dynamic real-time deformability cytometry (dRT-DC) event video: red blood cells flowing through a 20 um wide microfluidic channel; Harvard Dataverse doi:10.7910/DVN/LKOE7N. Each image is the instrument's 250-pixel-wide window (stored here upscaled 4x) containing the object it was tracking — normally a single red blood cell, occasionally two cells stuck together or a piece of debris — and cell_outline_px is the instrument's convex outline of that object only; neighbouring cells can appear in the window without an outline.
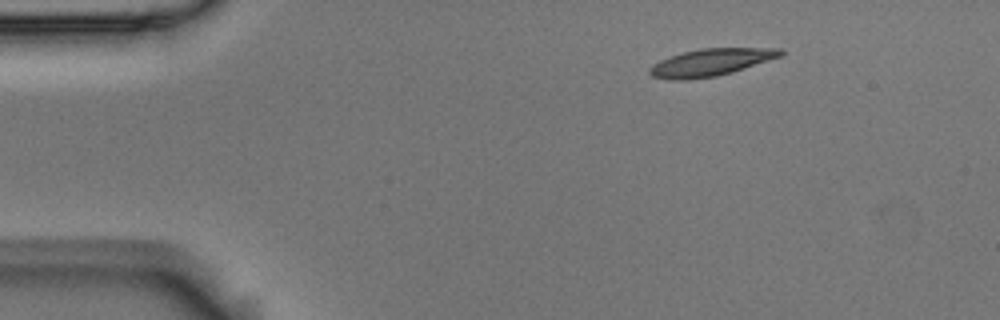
{"species": "Egyptian fruit bat (a non-hibernating species)", "species_latin": "Rousettus aegyptiacus", "temperature_condition": "room temperature", "stored_images_in_passage": 47, "camera_frame_rate_fps": 3000, "um_per_image_px": 0.085, "animal": {"sex": "male"}, "frame": {"image": 1, "passage_image": 1, "time_ms": 0.0, "image_size_px": [1000, 320], "cell_outline_px": [[784, 52], [780, 56], [732, 72], [716, 76], [688, 80], [672, 80], [652, 76], [648, 72], [648, 68], [652, 64], [660, 60], [684, 52], [700, 48], [780, 48]], "centroid_in_image_um": [60.37, 5.3], "position_along_channel_um": 24.6, "area_um2": 20.58}}
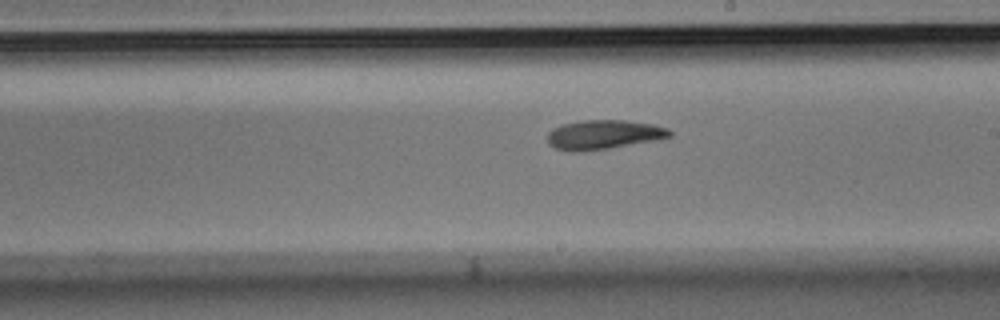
{"frame": {"image": 2, "passage_image": 24, "time_ms": 7.667, "image_size_px": [1000, 320], "cell_outline_px": [[672, 136], [656, 140], [584, 152], [568, 152], [552, 148], [548, 144], [548, 132], [552, 128], [564, 124], [584, 120], [624, 120], [652, 124], [668, 128], [672, 132]], "centroid_in_image_um": [51.27, 11.46], "position_along_channel_um": 237.7, "area_um2": 21.04}}
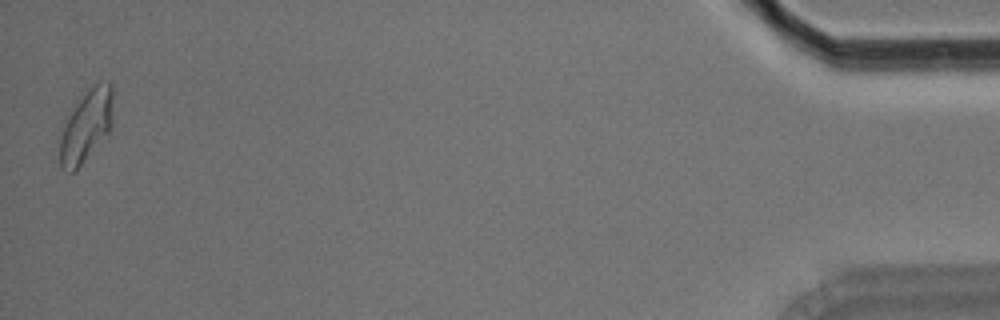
{"frame": {"image": 3, "passage_image": 47, "time_ms": 15.333, "image_size_px": [1000, 320], "cell_outline_px": [[112, 128], [76, 172], [68, 172], [60, 168], [60, 136], [64, 124], [68, 116], [84, 88], [108, 80], [112, 84]], "centroid_in_image_um": [7.33, 10.69], "position_along_channel_um": 427.9, "area_um2": 22.83}, "authors_computed_cell_mechanics": {"area_um2": 20.6924, "velocity_mm_per_s": 3.6744, "shape_relaxation_time_tau1_ms": 6.5167, "shape_relaxation_time_tau2_ms": 9.4122, "deformation_change_tau1": 0.1698, "deformation_change_tau2": 0.1906}}